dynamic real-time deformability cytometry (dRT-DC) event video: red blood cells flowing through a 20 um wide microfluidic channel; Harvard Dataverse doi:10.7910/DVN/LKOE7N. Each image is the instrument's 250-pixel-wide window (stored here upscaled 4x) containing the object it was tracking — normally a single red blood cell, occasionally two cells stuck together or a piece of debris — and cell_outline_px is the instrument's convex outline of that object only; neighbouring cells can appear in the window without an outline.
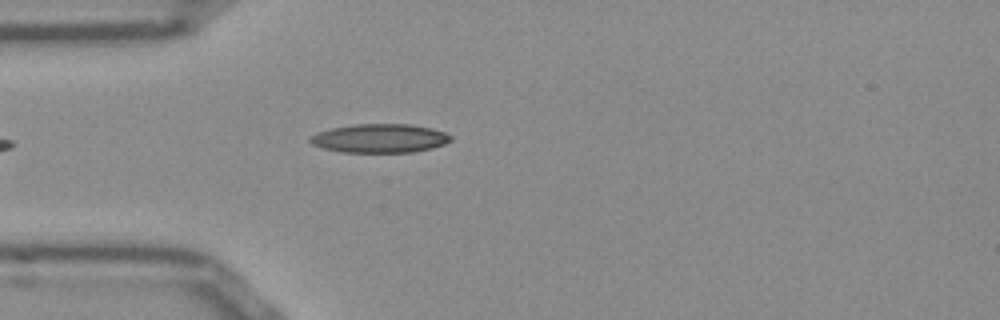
{"species": "Egyptian fruit bat (a non-hibernating species)", "species_latin": "Rousettus aegyptiacus", "temperature_condition": "room temperature", "stored_images_in_passage": 32, "camera_frame_rate_fps": 3000, "um_per_image_px": 0.085, "frame": {"image": 1, "passage_image": 1, "time_ms": 0.0, "image_size_px": [1000, 320], "cell_outline_px": [[452, 140], [444, 144], [432, 148], [412, 152], [340, 152], [324, 148], [312, 144], [308, 140], [312, 136], [320, 132], [332, 128], [356, 124], [408, 124], [428, 128], [444, 132], [452, 136]], "centroid_in_image_um": [32.29, 11.76], "position_along_channel_um": 52.7, "area_um2": 23.29}}
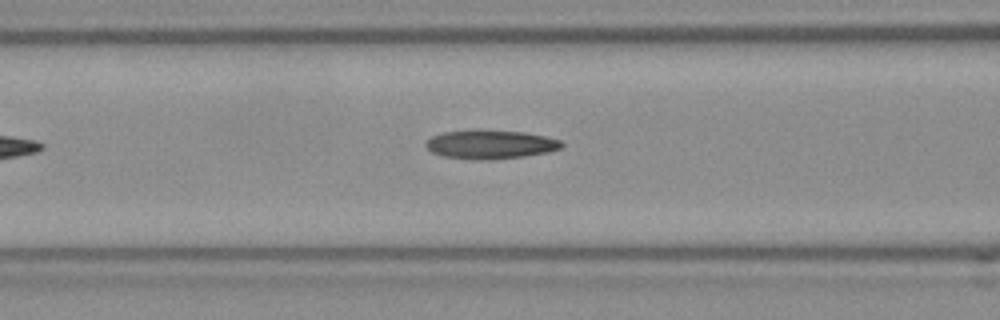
{"frame": {"image": 2, "passage_image": 7, "time_ms": 2.0, "image_size_px": [1000, 320], "cell_outline_px": [[564, 144], [560, 148], [548, 152], [524, 156], [488, 160], [476, 160], [444, 156], [432, 152], [424, 144], [432, 136], [444, 132], [476, 128], [480, 128], [524, 132], [544, 136], [560, 140]], "centroid_in_image_um": [41.67, 12.25], "position_along_channel_um": 124.9, "area_um2": 23.12}}
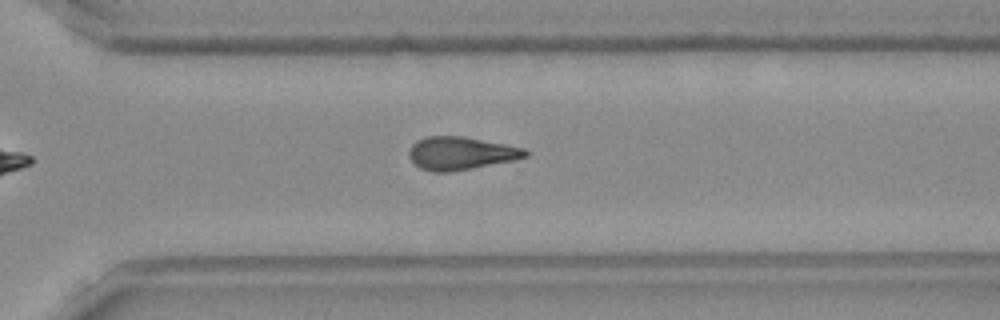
{"frame": {"image": 3, "passage_image": 23, "time_ms": 7.333, "image_size_px": [1000, 320], "cell_outline_px": [[528, 156], [516, 160], [452, 172], [432, 172], [420, 168], [408, 156], [408, 148], [416, 140], [428, 136], [464, 136], [524, 148], [528, 152]], "centroid_in_image_um": [39.15, 13.03], "position_along_channel_um": 331.4, "area_um2": 22.54}, "authors_computed_cell_mechanics": {"area_um2": 22.4264, "velocity_mm_per_s": 3.8743, "shape_relaxation_time_tau1_ms": null, "shape_relaxation_time_tau2_ms": 6.9844, "deformation_change_tau1": null, "deformation_change_tau2": 0.1934}}